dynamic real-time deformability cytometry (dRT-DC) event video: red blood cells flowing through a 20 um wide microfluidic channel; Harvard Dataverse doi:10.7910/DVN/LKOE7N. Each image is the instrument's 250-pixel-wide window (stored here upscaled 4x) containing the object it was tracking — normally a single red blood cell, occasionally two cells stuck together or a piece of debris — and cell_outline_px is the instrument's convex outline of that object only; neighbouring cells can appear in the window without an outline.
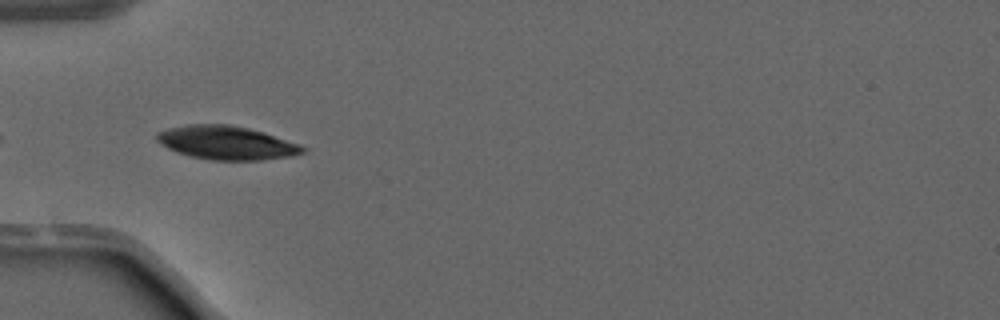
{"species": "common noctule bat (a hibernating species)", "species_latin": "Nyctalus noctula", "temperature_condition": "warm", "stored_images_in_passage": 7, "camera_frame_rate_fps": 3000, "um_per_image_px": 0.085, "animal": {"sex": "male", "forearm_length_mm": 52.5}, "frame": {"image": 1, "passage_image": 2, "time_ms": 0.333, "image_size_px": [1000, 320], "cell_outline_px": [[308, 148], [304, 152], [292, 156], [260, 160], [212, 160], [192, 156], [176, 152], [160, 144], [156, 140], [156, 132], [168, 128], [188, 124], [228, 124], [248, 128], [264, 132], [300, 144]], "centroid_in_image_um": [19.26, 12.13], "position_along_channel_um": 65.7, "area_um2": 28.67}}
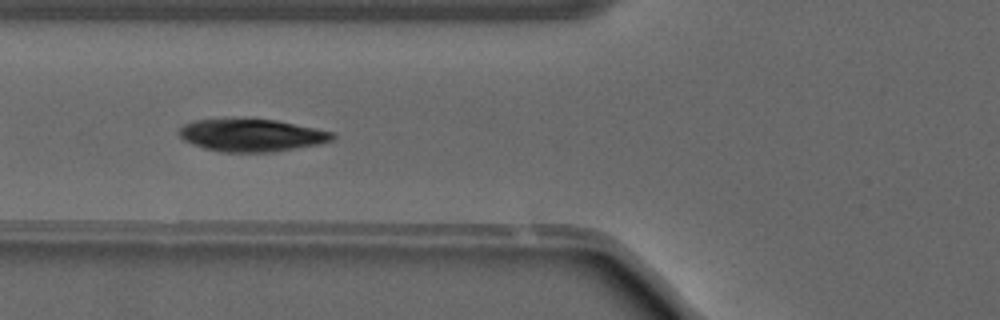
{"frame": {"image": 2, "passage_image": 5, "time_ms": 1.333, "image_size_px": [1000, 320], "cell_outline_px": [[336, 136], [332, 140], [320, 144], [272, 152], [220, 152], [204, 148], [192, 144], [184, 140], [180, 136], [180, 128], [184, 124], [196, 120], [276, 120], [336, 132]], "centroid_in_image_um": [21.44, 11.51], "position_along_channel_um": 104.4, "area_um2": 28.73}}